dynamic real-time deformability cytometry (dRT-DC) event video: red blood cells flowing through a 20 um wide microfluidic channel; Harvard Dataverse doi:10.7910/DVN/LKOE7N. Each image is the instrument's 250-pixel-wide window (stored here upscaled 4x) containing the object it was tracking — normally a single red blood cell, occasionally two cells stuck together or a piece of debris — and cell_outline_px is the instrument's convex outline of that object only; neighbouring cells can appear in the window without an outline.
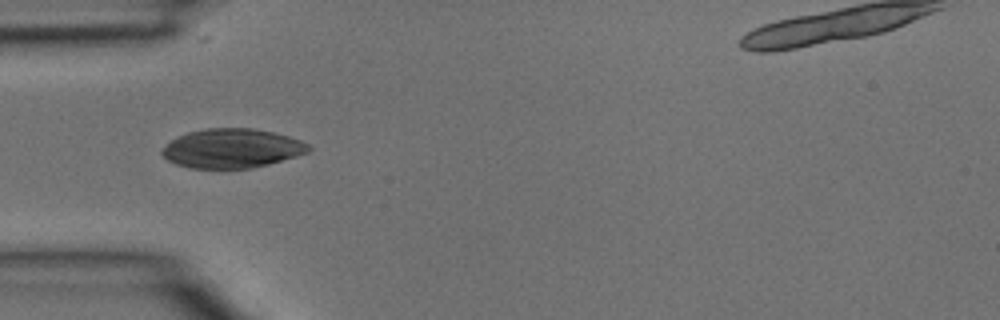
{"species": "common noctule bat (a hibernating species)", "species_latin": "Nyctalus noctula", "temperature_condition": "room temperature", "stored_images_in_passage": 27, "camera_frame_rate_fps": 3000, "um_per_image_px": 0.085, "animal": {"sex": "male", "body_mass_g": 15.6}, "frame": {"image": 1, "passage_image": 1, "time_ms": 0.0, "image_size_px": [1000, 320], "cell_outline_px": [[312, 148], [308, 152], [296, 156], [268, 164], [252, 168], [192, 168], [176, 164], [168, 160], [160, 152], [160, 148], [176, 136], [188, 132], [204, 128], [252, 128], [272, 132], [288, 136], [300, 140], [308, 144]], "centroid_in_image_um": [19.67, 12.6], "position_along_channel_um": 65.3, "area_um2": 33.52}}
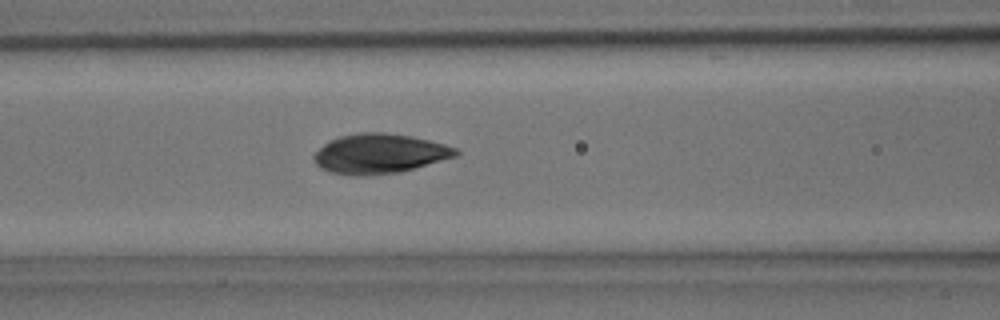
{"frame": {"image": 2, "passage_image": 5, "time_ms": 1.333, "image_size_px": [1000, 320], "cell_outline_px": [[460, 152], [456, 156], [416, 168], [400, 172], [368, 176], [356, 176], [332, 172], [320, 168], [316, 164], [312, 156], [328, 140], [340, 136], [356, 132], [388, 132], [412, 136], [444, 144], [456, 148]], "centroid_in_image_um": [32.25, 13.06], "position_along_channel_um": 134.4, "area_um2": 33.06}}